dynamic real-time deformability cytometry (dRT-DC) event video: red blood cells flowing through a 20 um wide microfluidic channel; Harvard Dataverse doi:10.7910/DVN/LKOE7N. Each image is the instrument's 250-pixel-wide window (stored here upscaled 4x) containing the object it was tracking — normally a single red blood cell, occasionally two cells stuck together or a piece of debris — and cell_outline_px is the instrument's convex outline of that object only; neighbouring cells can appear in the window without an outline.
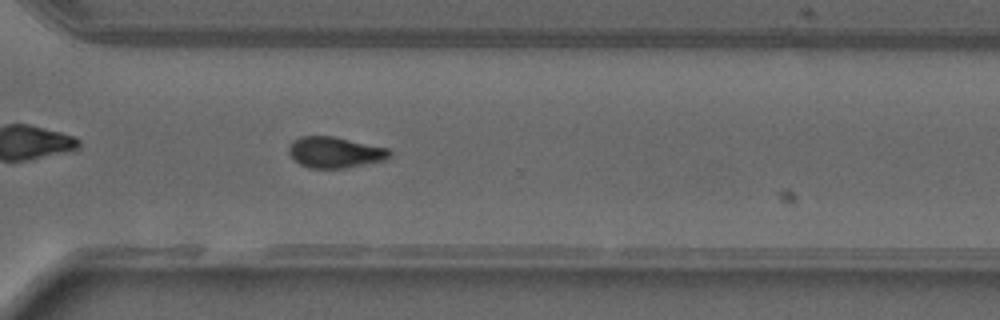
{"species": "common noctule bat (a hibernating species)", "species_latin": "Nyctalus noctula", "temperature_condition": "warm", "stored_images_in_passage": 40, "camera_frame_rate_fps": 3000, "um_per_image_px": 0.085, "animal": {"sex": "male", "forearm_length_mm": 52.5}, "frame": {"image": 1, "passage_image": 29, "time_ms": 9.333, "image_size_px": [1000, 320], "cell_outline_px": [[392, 152], [384, 160], [344, 168], [308, 168], [300, 164], [288, 152], [288, 148], [292, 140], [300, 136], [336, 136], [388, 148]], "centroid_in_image_um": [28.45, 12.93], "position_along_channel_um": 342.1, "area_um2": 18.21}}
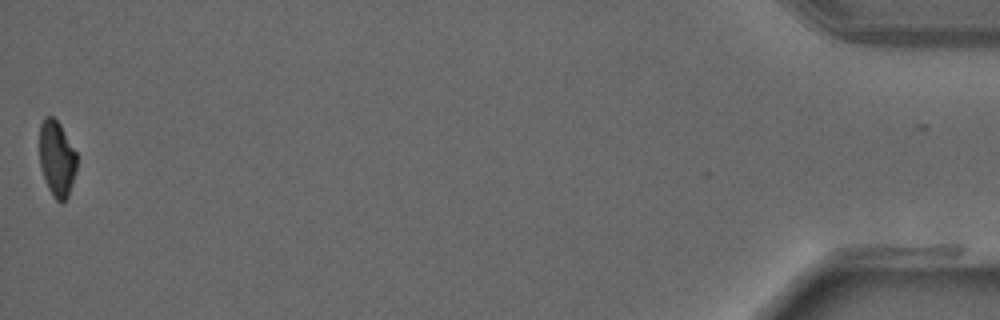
{"frame": {"image": 2, "passage_image": 40, "time_ms": 13.0, "image_size_px": [1000, 320], "cell_outline_px": [[76, 168], [72, 184], [68, 196], [64, 204], [60, 204], [52, 196], [48, 188], [40, 164], [40, 124], [44, 116], [52, 116], [60, 124], [76, 152]], "centroid_in_image_um": [4.83, 13.5], "position_along_channel_um": 430.4, "area_um2": 16.47}}